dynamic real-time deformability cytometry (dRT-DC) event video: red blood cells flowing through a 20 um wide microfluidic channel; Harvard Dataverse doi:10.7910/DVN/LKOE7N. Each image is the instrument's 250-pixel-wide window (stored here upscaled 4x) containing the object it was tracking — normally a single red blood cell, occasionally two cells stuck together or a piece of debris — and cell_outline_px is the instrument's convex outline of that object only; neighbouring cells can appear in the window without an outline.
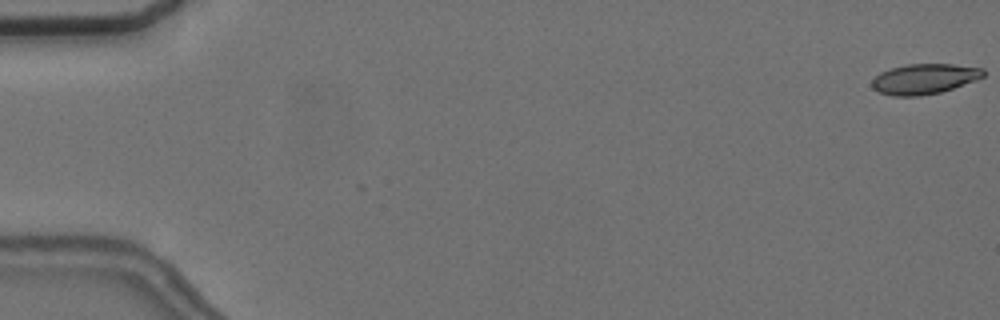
{"species": "common noctule bat (a hibernating species)", "species_latin": "Nyctalus noctula", "temperature_condition": "cold", "stored_images_in_passage": 58, "camera_frame_rate_fps": 3000, "um_per_image_px": 0.085, "animal": {"sex": "female", "body_mass_g": 24.6, "forearm_length_mm": 56.2}, "frame": {"image": 1, "passage_image": 1, "time_ms": 0.0, "image_size_px": [1000, 320], "cell_outline_px": [[984, 76], [976, 80], [940, 92], [920, 96], [892, 96], [880, 92], [872, 88], [872, 80], [880, 72], [892, 68], [908, 64], [952, 64], [984, 68]], "centroid_in_image_um": [78.56, 6.7], "position_along_channel_um": 6.4, "area_um2": 19.54}}
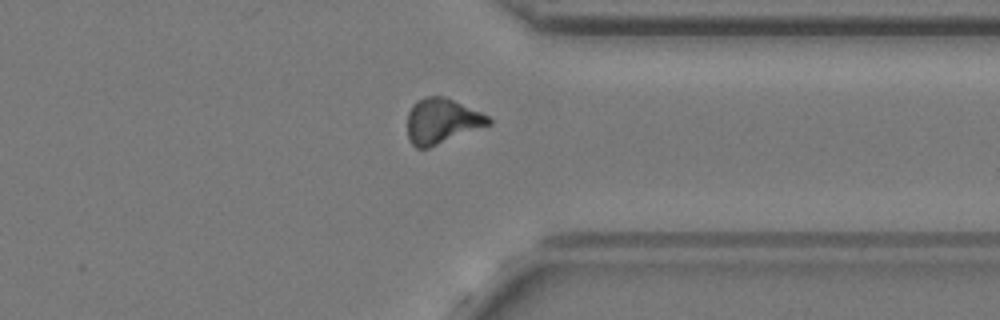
{"frame": {"image": 2, "passage_image": 45, "time_ms": 14.667, "image_size_px": [1000, 320], "cell_outline_px": [[492, 124], [428, 148], [416, 148], [412, 144], [408, 136], [408, 112], [412, 104], [428, 96], [444, 96], [480, 112], [488, 116], [492, 120]], "centroid_in_image_um": [37.56, 10.3], "position_along_channel_um": 373.8, "area_um2": 21.15}}
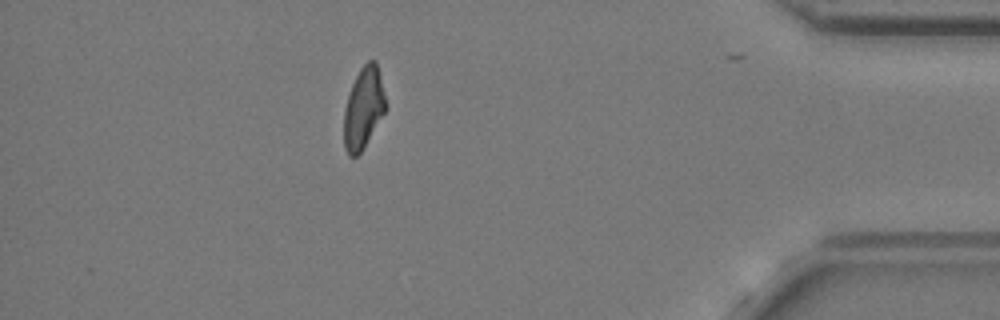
{"frame": {"image": 3, "passage_image": 51, "time_ms": 16.667, "image_size_px": [1000, 320], "cell_outline_px": [[388, 108], [364, 148], [356, 156], [348, 156], [344, 148], [344, 108], [352, 84], [360, 68], [368, 60], [376, 60]], "centroid_in_image_um": [30.91, 9.2], "position_along_channel_um": 404.3, "area_um2": 20.0}, "authors_computed_cell_mechanics": {"area_um2": 20.4901, "velocity_mm_per_s": 3.6307, "shape_relaxation_time_tau1_ms": null, "shape_relaxation_time_tau2_ms": 5.486, "deformation_change_tau1": null, "deformation_change_tau2": 0.1296}}